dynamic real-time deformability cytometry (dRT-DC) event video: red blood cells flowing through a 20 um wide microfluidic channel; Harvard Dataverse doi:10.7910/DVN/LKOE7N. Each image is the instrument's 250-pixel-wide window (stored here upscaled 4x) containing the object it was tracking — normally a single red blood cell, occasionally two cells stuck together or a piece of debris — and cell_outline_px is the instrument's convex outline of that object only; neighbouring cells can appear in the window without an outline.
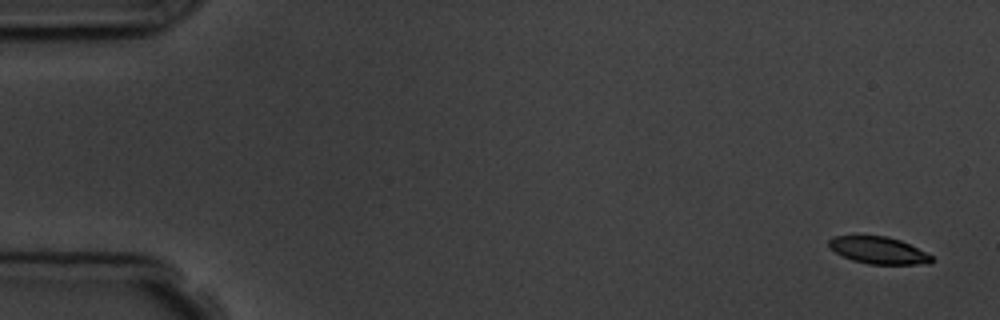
{"species": "common noctule bat (a hibernating species)", "species_latin": "Nyctalus noctula", "temperature_condition": "room temperature", "stored_images_in_passage": 4, "camera_frame_rate_fps": 3000, "um_per_image_px": 0.085, "animal": {"sex": "male", "body_mass_g": 19.5, "forearm_length_mm": 54.6}, "frame": {"image": 1, "passage_image": 1, "time_ms": 0.0, "image_size_px": [1000, 320], "cell_outline_px": [[936, 260], [928, 264], [868, 264], [852, 260], [828, 248], [828, 240], [832, 236], [888, 236], [900, 240], [932, 256]], "centroid_in_image_um": [74.65, 21.28], "position_along_channel_um": 10.3, "area_um2": 16.13}}
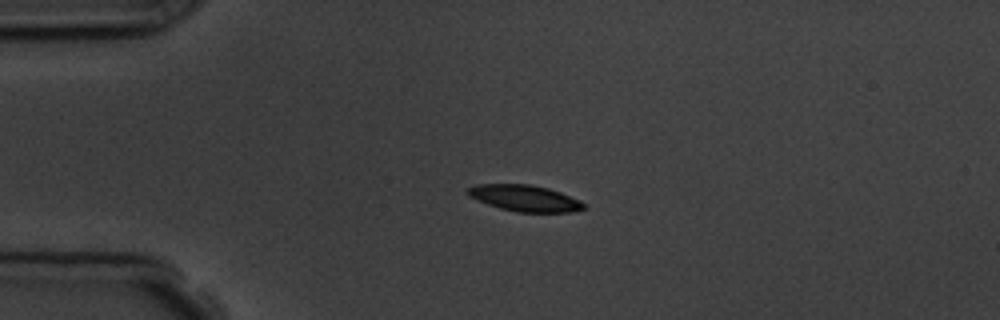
{"frame": {"image": 2, "passage_image": 4, "time_ms": 3.667, "image_size_px": [1000, 320], "cell_outline_px": [[588, 208], [572, 212], [516, 212], [500, 208], [476, 200], [468, 196], [464, 192], [468, 188], [476, 184], [528, 184], [548, 188], [560, 192], [580, 200], [588, 204]], "centroid_in_image_um": [44.62, 16.85], "position_along_channel_um": 40.4, "area_um2": 18.03}}